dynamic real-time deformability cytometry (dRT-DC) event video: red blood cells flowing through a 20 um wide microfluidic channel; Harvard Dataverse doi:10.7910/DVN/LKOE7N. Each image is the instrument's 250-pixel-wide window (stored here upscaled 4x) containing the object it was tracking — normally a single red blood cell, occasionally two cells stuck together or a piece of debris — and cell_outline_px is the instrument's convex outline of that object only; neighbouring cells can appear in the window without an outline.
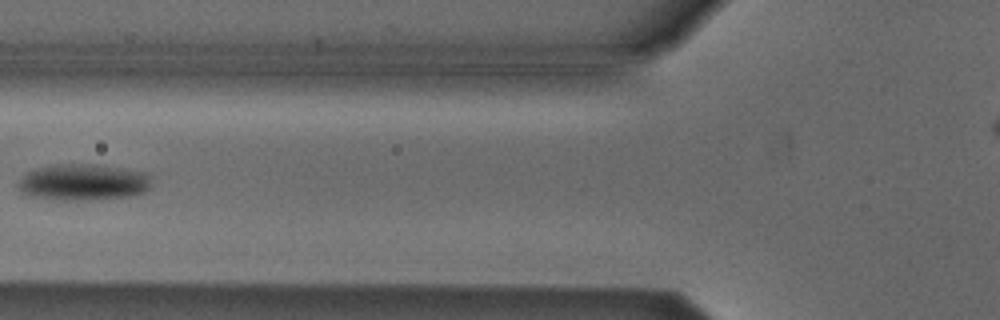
{"species": "Egyptian fruit bat (a non-hibernating species)", "species_latin": "Rousettus aegyptiacus", "temperature_condition": "cold", "stored_images_in_passage": 4, "camera_frame_rate_fps": 3000, "um_per_image_px": 0.085, "animal": {"sex": "male"}, "frame": {"image": 1, "passage_image": 4, "time_ms": 3.667, "image_size_px": [1000, 320], "cell_outline_px": [[152, 176], [148, 188], [144, 192], [128, 196], [88, 200], [60, 200], [28, 196], [20, 192], [20, 180], [28, 172], [40, 168], [56, 164], [96, 164], [148, 172]], "centroid_in_image_um": [7.12, 15.49], "position_along_channel_um": 118.7, "area_um2": 28.21}}